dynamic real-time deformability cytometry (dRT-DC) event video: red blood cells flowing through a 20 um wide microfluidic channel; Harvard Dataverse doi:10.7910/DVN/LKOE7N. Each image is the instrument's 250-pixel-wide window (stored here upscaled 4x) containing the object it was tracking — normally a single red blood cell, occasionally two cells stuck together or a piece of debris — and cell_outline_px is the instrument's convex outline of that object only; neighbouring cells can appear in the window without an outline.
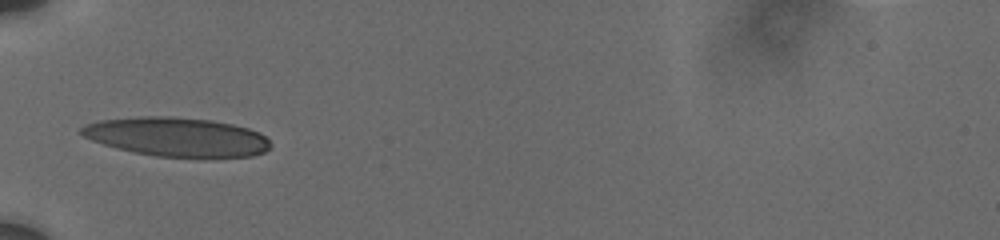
{"species": "human", "species_latin": "Homo sapiens", "temperature_condition": "cold", "stored_images_in_passage": 55, "camera_frame_rate_fps": 3000, "um_per_image_px": 0.085, "donor": {"sex": "male"}, "frame": {"image": 1, "passage_image": 1, "time_ms": 0.0, "image_size_px": [1000, 240], "cell_outline_px": [[272, 144], [264, 152], [252, 156], [200, 160], [156, 156], [132, 152], [116, 148], [92, 140], [84, 136], [80, 132], [80, 128], [84, 124], [100, 120], [140, 116], [168, 116], [212, 120], [232, 124], [248, 128], [260, 132]], "centroid_in_image_um": [15.07, 11.67], "position_along_channel_um": 69.9, "area_um2": 44.1}}
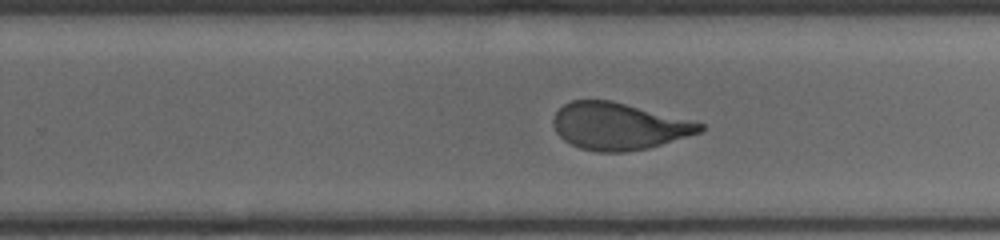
{"frame": {"image": 2, "passage_image": 33, "time_ms": 5.667, "image_size_px": [1000, 240], "cell_outline_px": [[704, 128], [700, 132], [648, 148], [624, 152], [596, 152], [580, 148], [564, 140], [556, 132], [552, 124], [552, 120], [556, 112], [564, 104], [572, 100], [612, 100], [704, 124]], "centroid_in_image_um": [52.54, 10.73], "position_along_channel_um": 277.3, "area_um2": 39.82}}
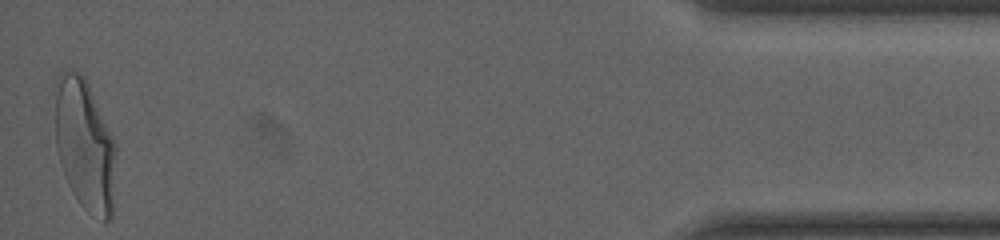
{"frame": {"image": 3, "passage_image": 55, "time_ms": 11.667, "image_size_px": [1000, 240], "cell_outline_px": [[116, 156], [112, 220], [104, 224], [88, 212], [80, 204], [72, 192], [68, 184], [56, 148], [56, 76], [60, 72], [76, 72], [84, 76], [88, 84], [116, 144]], "centroid_in_image_um": [7.23, 12.4], "position_along_channel_um": 428.0, "area_um2": 46.64}, "authors_computed_cell_mechanics": {"area_um2": 41.3848, "velocity_mm_per_s": 3.7229, "shape_relaxation_time_tau1_ms": 4.0387, "shape_relaxation_time_tau2_ms": 0.85, "deformation_change_tau1": 0.1796, "deformation_change_tau2": 0.0739}}